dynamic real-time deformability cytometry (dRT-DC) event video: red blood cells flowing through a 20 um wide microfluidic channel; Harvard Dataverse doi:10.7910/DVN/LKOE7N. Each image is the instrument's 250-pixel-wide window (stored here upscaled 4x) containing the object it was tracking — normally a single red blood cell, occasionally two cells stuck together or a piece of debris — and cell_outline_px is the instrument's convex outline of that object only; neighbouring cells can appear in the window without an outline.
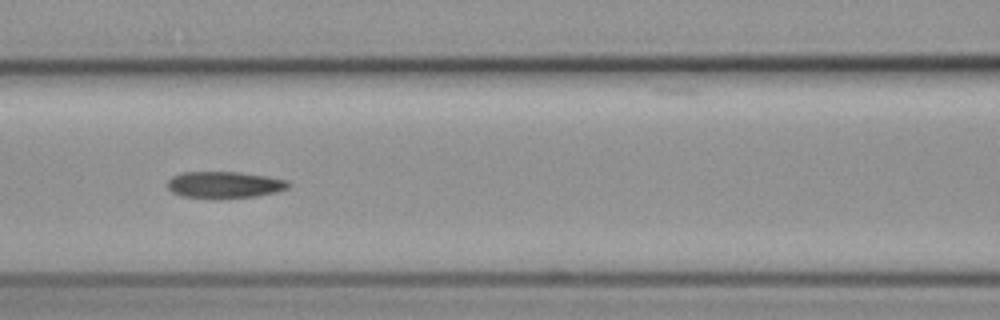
{"species": "common noctule bat (a hibernating species)", "species_latin": "Nyctalus noctula", "temperature_condition": "cold", "stored_images_in_passage": 11, "segment_of_instrument_passage": [1, 2], "camera_frame_rate_fps": 3000, "um_per_image_px": 0.085, "animal": {"sex": "female", "body_mass_g": 19.3, "forearm_length_mm": 54.1}, "frame": {"image": 1, "passage_image": 7, "time_ms": 7.667, "image_size_px": [1000, 320], "cell_outline_px": [[292, 184], [288, 188], [276, 192], [256, 196], [216, 200], [180, 196], [172, 192], [168, 188], [168, 180], [172, 176], [180, 172], [240, 172], [268, 176], [288, 180]], "centroid_in_image_um": [19.08, 15.72], "position_along_channel_um": 147.5, "area_um2": 19.36}}
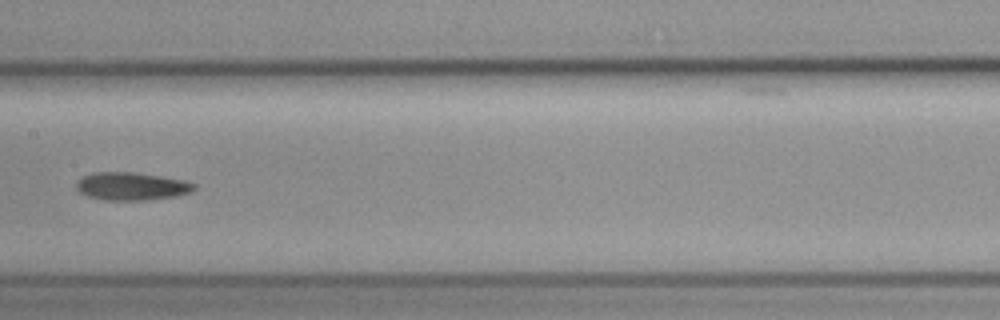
{"frame": {"image": 2, "passage_image": 8, "time_ms": 9.0, "image_size_px": [1000, 320], "cell_outline_px": [[196, 188], [192, 192], [176, 196], [144, 200], [104, 200], [88, 196], [80, 192], [76, 188], [76, 184], [84, 176], [92, 172], [136, 172], [184, 180], [196, 184]], "centroid_in_image_um": [11.21, 15.83], "position_along_channel_um": 196.2, "area_um2": 19.13}}
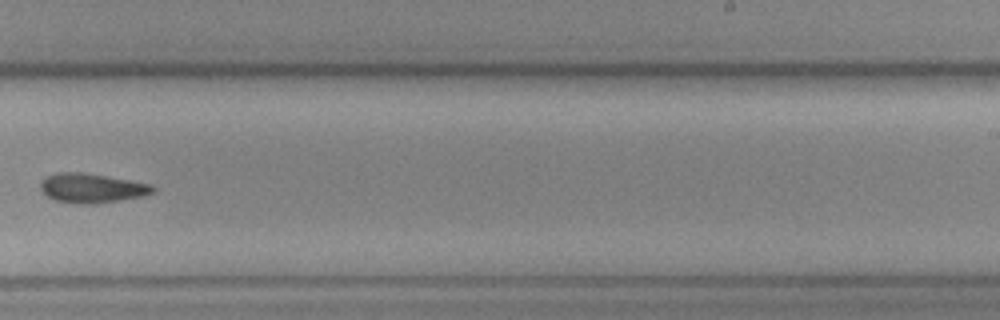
{"frame": {"image": 3, "passage_image": 10, "time_ms": 11.333, "image_size_px": [1000, 320], "cell_outline_px": [[156, 188], [152, 192], [140, 196], [92, 204], [76, 204], [52, 200], [40, 188], [40, 180], [44, 176], [56, 172], [80, 172], [152, 184]], "centroid_in_image_um": [7.71, 15.98], "position_along_channel_um": 281.3, "area_um2": 19.07}}